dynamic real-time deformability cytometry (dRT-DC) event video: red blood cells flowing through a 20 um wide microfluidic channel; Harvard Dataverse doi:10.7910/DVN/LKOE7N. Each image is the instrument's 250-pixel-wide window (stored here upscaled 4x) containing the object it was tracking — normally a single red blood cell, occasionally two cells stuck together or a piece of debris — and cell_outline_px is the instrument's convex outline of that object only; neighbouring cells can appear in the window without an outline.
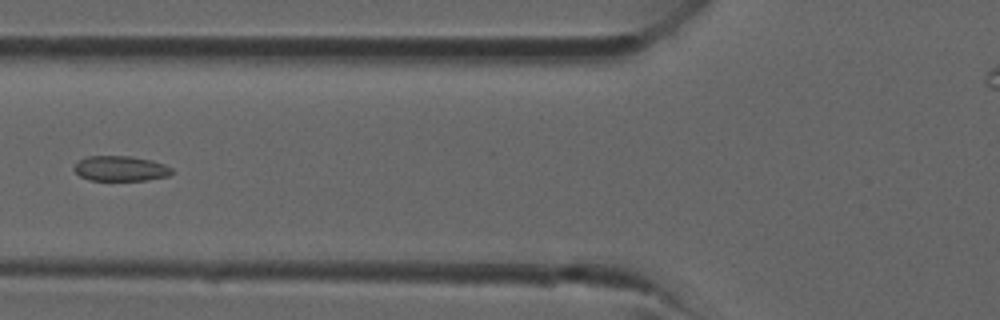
{"species": "common noctule bat (a hibernating species)", "species_latin": "Nyctalus noctula", "temperature_condition": "room temperature", "stored_images_in_passage": 38, "camera_frame_rate_fps": 3000, "um_per_image_px": 0.085, "animal": {"sex": "male", "forearm_length_mm": 52.5}, "frame": {"image": 1, "passage_image": 14, "time_ms": 4.333, "image_size_px": [1000, 320], "cell_outline_px": [[172, 172], [168, 176], [148, 180], [88, 180], [80, 176], [72, 168], [80, 160], [88, 156], [128, 156], [152, 160], [164, 164], [172, 168]], "centroid_in_image_um": [10.25, 14.33], "position_along_channel_um": 115.6, "area_um2": 14.28}}
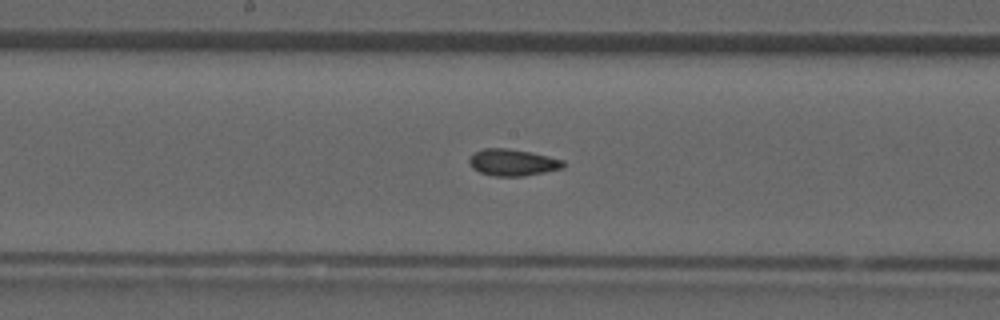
{"frame": {"image": 2, "passage_image": 19, "time_ms": 6.0, "image_size_px": [1000, 320], "cell_outline_px": [[564, 168], [544, 172], [520, 176], [496, 176], [480, 172], [472, 168], [468, 164], [468, 160], [476, 152], [484, 148], [508, 148], [532, 152], [564, 160]], "centroid_in_image_um": [43.58, 13.8], "position_along_channel_um": 204.6, "area_um2": 14.57}}
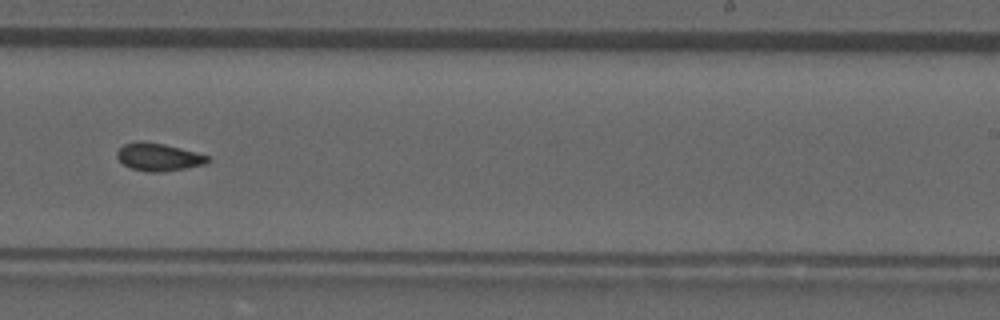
{"frame": {"image": 3, "passage_image": 23, "time_ms": 7.333, "image_size_px": [1000, 320], "cell_outline_px": [[212, 160], [204, 164], [184, 168], [160, 172], [148, 172], [132, 168], [124, 164], [116, 156], [116, 152], [124, 144], [140, 140], [144, 140], [164, 144], [196, 152], [208, 156]], "centroid_in_image_um": [13.46, 13.33], "position_along_channel_um": 275.5, "area_um2": 14.57}}